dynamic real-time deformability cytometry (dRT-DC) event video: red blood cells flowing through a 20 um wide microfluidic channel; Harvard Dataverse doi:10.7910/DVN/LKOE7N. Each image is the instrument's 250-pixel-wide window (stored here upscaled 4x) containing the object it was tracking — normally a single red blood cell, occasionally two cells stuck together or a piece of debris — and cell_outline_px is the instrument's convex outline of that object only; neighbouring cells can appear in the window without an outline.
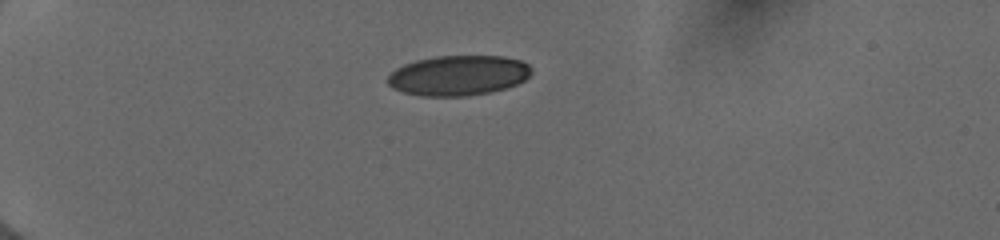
{"species": "human", "species_latin": "Homo sapiens", "temperature_condition": "cold", "stored_images_in_passage": 39, "camera_frame_rate_fps": 3000, "um_per_image_px": 0.085, "donor": {"sex": "female"}, "frame": {"image": 1, "passage_image": 1, "time_ms": 0.0, "image_size_px": [1000, 240], "cell_outline_px": [[532, 72], [524, 80], [508, 88], [492, 92], [468, 96], [420, 96], [404, 92], [392, 88], [388, 84], [388, 76], [396, 68], [404, 64], [416, 60], [436, 56], [504, 56], [520, 60], [528, 64], [532, 68]], "centroid_in_image_um": [38.97, 6.42], "position_along_channel_um": 46.0, "area_um2": 33.81}}
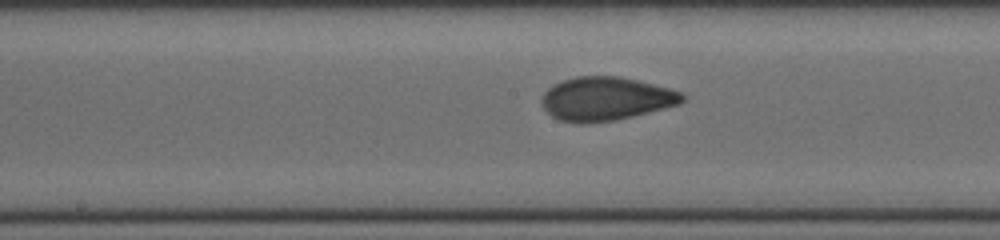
{"frame": {"image": 2, "passage_image": 16, "time_ms": 5.0, "image_size_px": [1000, 240], "cell_outline_px": [[684, 100], [680, 104], [616, 120], [584, 124], [576, 124], [560, 120], [552, 116], [544, 108], [540, 100], [544, 92], [552, 84], [576, 76], [620, 76], [668, 88], [680, 92], [684, 96]], "centroid_in_image_um": [51.45, 8.4], "position_along_channel_um": 196.7, "area_um2": 35.66}}
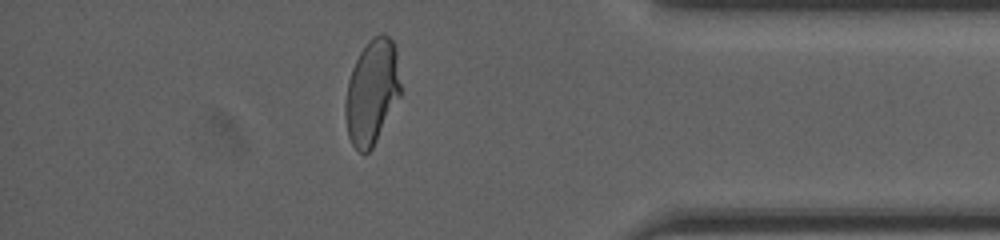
{"frame": {"image": 3, "passage_image": 33, "time_ms": 10.667, "image_size_px": [1000, 240], "cell_outline_px": [[400, 96], [372, 148], [368, 152], [360, 152], [352, 144], [348, 136], [344, 116], [344, 104], [348, 80], [352, 68], [360, 52], [368, 40], [372, 36], [388, 36], [392, 40], [396, 48], [400, 84]], "centroid_in_image_um": [31.59, 7.82], "position_along_channel_um": 403.6, "area_um2": 33.58}, "authors_computed_cell_mechanics": {"area_um2": 34.7956, "velocity_mm_per_s": 4.0048, "shape_relaxation_time_tau1_ms": 3.8414, "shape_relaxation_time_tau2_ms": 0.7725, "deformation_change_tau1": 0.1463, "deformation_change_tau2": 0.0631}}